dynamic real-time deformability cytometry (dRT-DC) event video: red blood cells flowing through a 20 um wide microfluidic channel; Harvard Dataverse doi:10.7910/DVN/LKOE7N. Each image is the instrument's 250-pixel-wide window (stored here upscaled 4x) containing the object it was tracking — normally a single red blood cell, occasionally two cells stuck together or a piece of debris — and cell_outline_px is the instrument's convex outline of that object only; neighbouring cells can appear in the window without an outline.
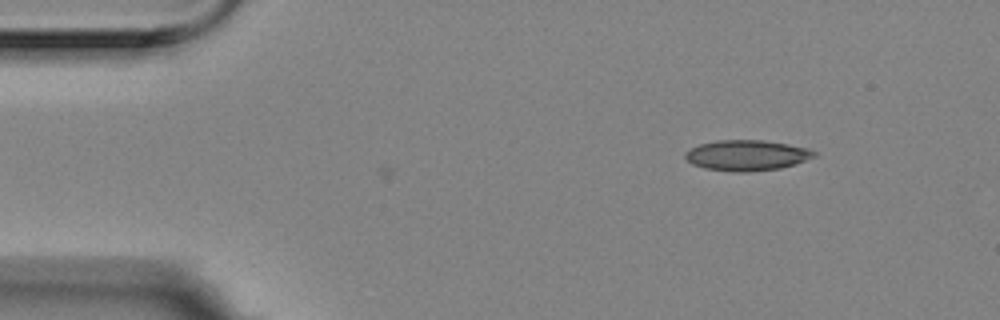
{"species": "Egyptian fruit bat (a non-hibernating species)", "species_latin": "Rousettus aegyptiacus", "temperature_condition": "room temperature", "stored_images_in_passage": 6, "camera_frame_rate_fps": 3000, "um_per_image_px": 0.085, "animal": {"sex": "female"}, "frame": {"image": 1, "passage_image": 1, "time_ms": 0.0, "image_size_px": [1000, 320], "cell_outline_px": [[816, 156], [796, 164], [780, 168], [748, 172], [736, 172], [704, 168], [692, 164], [684, 156], [684, 152], [700, 144], [716, 140], [764, 140], [788, 144], [808, 148], [816, 152]], "centroid_in_image_um": [63.49, 13.2], "position_along_channel_um": 21.5, "area_um2": 23.0}}
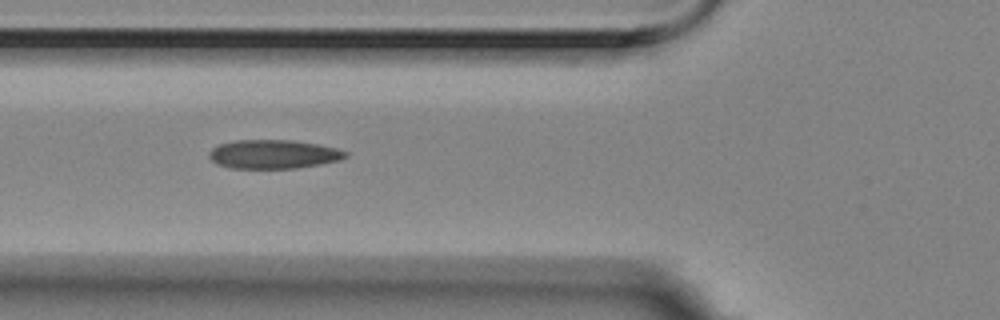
{"frame": {"image": 2, "passage_image": 5, "time_ms": 1.333, "image_size_px": [1000, 320], "cell_outline_px": [[348, 156], [340, 160], [320, 164], [296, 168], [232, 168], [216, 164], [208, 156], [208, 152], [212, 148], [220, 144], [236, 140], [292, 140], [316, 144], [336, 148], [348, 152]], "centroid_in_image_um": [23.23, 13.11], "position_along_channel_um": 102.6, "area_um2": 22.89}}
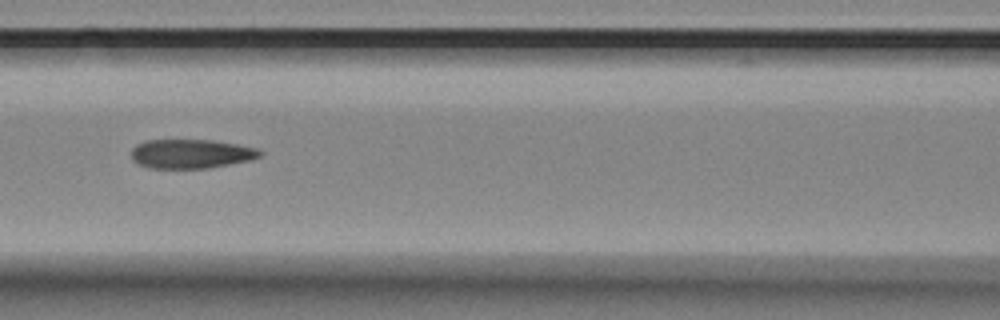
{"frame": {"image": 3, "passage_image": 6, "time_ms": 1.667, "image_size_px": [1000, 320], "cell_outline_px": [[264, 152], [260, 156], [252, 160], [208, 168], [148, 168], [132, 160], [132, 148], [136, 144], [144, 140], [212, 140], [236, 144], [256, 148]], "centroid_in_image_um": [16.24, 13.07], "position_along_channel_um": 150.4, "area_um2": 21.91}}